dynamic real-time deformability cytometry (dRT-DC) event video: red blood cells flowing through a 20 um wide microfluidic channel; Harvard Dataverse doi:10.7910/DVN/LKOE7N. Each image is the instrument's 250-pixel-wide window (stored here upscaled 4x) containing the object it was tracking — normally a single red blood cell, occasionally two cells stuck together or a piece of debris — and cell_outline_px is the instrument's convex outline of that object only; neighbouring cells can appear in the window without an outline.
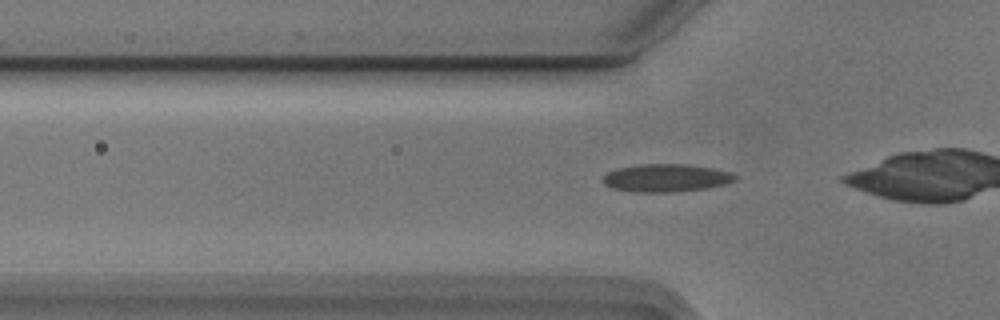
{"species": "Egyptian fruit bat (a non-hibernating species)", "species_latin": "Rousettus aegyptiacus", "temperature_condition": "cold", "stored_images_in_passage": 33, "camera_frame_rate_fps": 3000, "um_per_image_px": 0.085, "animal": {"sex": "male"}, "frame": {"image": 1, "passage_image": 2, "time_ms": 0.333, "image_size_px": [1000, 320], "cell_outline_px": [[736, 180], [724, 184], [708, 188], [676, 192], [632, 192], [612, 188], [604, 184], [600, 180], [600, 176], [616, 168], [640, 164], [688, 164], [712, 168], [732, 172], [736, 176]], "centroid_in_image_um": [56.57, 15.12], "position_along_channel_um": 69.2, "area_um2": 21.79}}
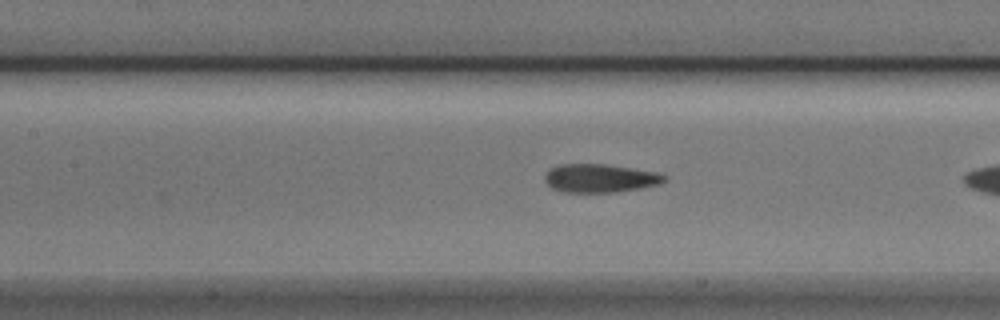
{"frame": {"image": 2, "passage_image": 9, "time_ms": 2.667, "image_size_px": [1000, 320], "cell_outline_px": [[668, 180], [660, 184], [640, 188], [616, 192], [564, 192], [552, 188], [544, 180], [544, 176], [552, 168], [560, 164], [608, 164], [660, 172], [668, 176]], "centroid_in_image_um": [51.08, 15.14], "position_along_channel_um": 156.3, "area_um2": 20.0}}
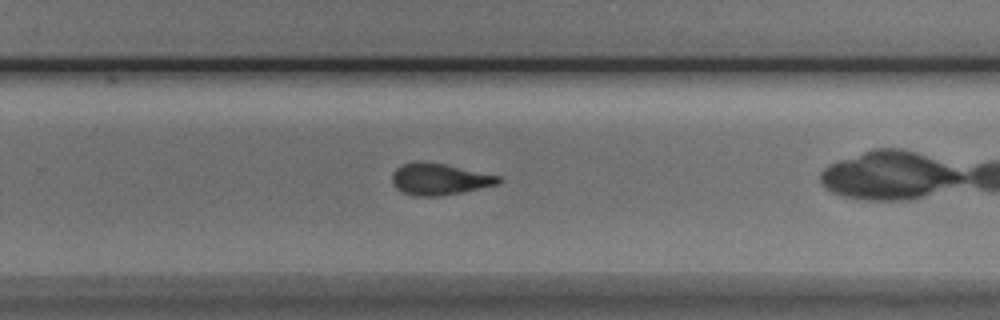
{"frame": {"image": 3, "passage_image": 20, "time_ms": 6.333, "image_size_px": [1000, 320], "cell_outline_px": [[504, 180], [500, 184], [464, 192], [440, 196], [416, 196], [404, 192], [396, 188], [392, 184], [392, 172], [400, 164], [416, 160], [444, 164], [500, 176]], "centroid_in_image_um": [37.35, 15.22], "position_along_channel_um": 292.5, "area_um2": 19.83}, "authors_computed_cell_mechanics": {"area_um2": 19.9988, "velocity_mm_per_s": 3.7232, "shape_relaxation_time_tau1_ms": 4.6512, "shape_relaxation_time_tau2_ms": 1.9743, "deformation_change_tau1": 0.16, "deformation_change_tau2": 0.081}}